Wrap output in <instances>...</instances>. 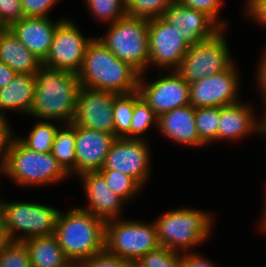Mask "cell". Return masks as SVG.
<instances>
[{
	"label": "cell",
	"instance_id": "d590c367",
	"mask_svg": "<svg viewBox=\"0 0 266 267\" xmlns=\"http://www.w3.org/2000/svg\"><path fill=\"white\" fill-rule=\"evenodd\" d=\"M83 267H135L134 263L114 256L106 250L81 262Z\"/></svg>",
	"mask_w": 266,
	"mask_h": 267
},
{
	"label": "cell",
	"instance_id": "7402d4cb",
	"mask_svg": "<svg viewBox=\"0 0 266 267\" xmlns=\"http://www.w3.org/2000/svg\"><path fill=\"white\" fill-rule=\"evenodd\" d=\"M0 61L23 74H35L42 64L8 28L0 31Z\"/></svg>",
	"mask_w": 266,
	"mask_h": 267
},
{
	"label": "cell",
	"instance_id": "836d02e7",
	"mask_svg": "<svg viewBox=\"0 0 266 267\" xmlns=\"http://www.w3.org/2000/svg\"><path fill=\"white\" fill-rule=\"evenodd\" d=\"M0 267H31L29 253L25 243L11 241L1 250Z\"/></svg>",
	"mask_w": 266,
	"mask_h": 267
},
{
	"label": "cell",
	"instance_id": "9a60e30c",
	"mask_svg": "<svg viewBox=\"0 0 266 267\" xmlns=\"http://www.w3.org/2000/svg\"><path fill=\"white\" fill-rule=\"evenodd\" d=\"M146 86L140 76L138 91L145 102L159 116L178 107L190 105V84L176 70Z\"/></svg>",
	"mask_w": 266,
	"mask_h": 267
},
{
	"label": "cell",
	"instance_id": "c3c4849f",
	"mask_svg": "<svg viewBox=\"0 0 266 267\" xmlns=\"http://www.w3.org/2000/svg\"><path fill=\"white\" fill-rule=\"evenodd\" d=\"M254 0H248V5H250Z\"/></svg>",
	"mask_w": 266,
	"mask_h": 267
},
{
	"label": "cell",
	"instance_id": "74e56055",
	"mask_svg": "<svg viewBox=\"0 0 266 267\" xmlns=\"http://www.w3.org/2000/svg\"><path fill=\"white\" fill-rule=\"evenodd\" d=\"M222 0H176L177 3L204 12L215 22L218 21L216 16Z\"/></svg>",
	"mask_w": 266,
	"mask_h": 267
},
{
	"label": "cell",
	"instance_id": "cb8c5ba5",
	"mask_svg": "<svg viewBox=\"0 0 266 267\" xmlns=\"http://www.w3.org/2000/svg\"><path fill=\"white\" fill-rule=\"evenodd\" d=\"M23 242L29 253L31 267H63L70 262L54 234Z\"/></svg>",
	"mask_w": 266,
	"mask_h": 267
},
{
	"label": "cell",
	"instance_id": "7dc6e473",
	"mask_svg": "<svg viewBox=\"0 0 266 267\" xmlns=\"http://www.w3.org/2000/svg\"><path fill=\"white\" fill-rule=\"evenodd\" d=\"M262 227H263L264 230H266V211H265V214H264V219H263V225H262Z\"/></svg>",
	"mask_w": 266,
	"mask_h": 267
},
{
	"label": "cell",
	"instance_id": "ab89813d",
	"mask_svg": "<svg viewBox=\"0 0 266 267\" xmlns=\"http://www.w3.org/2000/svg\"><path fill=\"white\" fill-rule=\"evenodd\" d=\"M249 16L266 26V0H254L247 7Z\"/></svg>",
	"mask_w": 266,
	"mask_h": 267
},
{
	"label": "cell",
	"instance_id": "2e32d148",
	"mask_svg": "<svg viewBox=\"0 0 266 267\" xmlns=\"http://www.w3.org/2000/svg\"><path fill=\"white\" fill-rule=\"evenodd\" d=\"M162 18L178 30L189 46L213 38L225 27L224 21L215 22L206 13L176 1L166 9Z\"/></svg>",
	"mask_w": 266,
	"mask_h": 267
},
{
	"label": "cell",
	"instance_id": "4316f807",
	"mask_svg": "<svg viewBox=\"0 0 266 267\" xmlns=\"http://www.w3.org/2000/svg\"><path fill=\"white\" fill-rule=\"evenodd\" d=\"M219 123L220 107L195 108V124L204 144L217 139Z\"/></svg>",
	"mask_w": 266,
	"mask_h": 267
},
{
	"label": "cell",
	"instance_id": "e575fe53",
	"mask_svg": "<svg viewBox=\"0 0 266 267\" xmlns=\"http://www.w3.org/2000/svg\"><path fill=\"white\" fill-rule=\"evenodd\" d=\"M24 18L21 0H0V24L4 29Z\"/></svg>",
	"mask_w": 266,
	"mask_h": 267
},
{
	"label": "cell",
	"instance_id": "1f68e13d",
	"mask_svg": "<svg viewBox=\"0 0 266 267\" xmlns=\"http://www.w3.org/2000/svg\"><path fill=\"white\" fill-rule=\"evenodd\" d=\"M86 4L97 18L111 24L127 16L126 0H86Z\"/></svg>",
	"mask_w": 266,
	"mask_h": 267
},
{
	"label": "cell",
	"instance_id": "52a82bcc",
	"mask_svg": "<svg viewBox=\"0 0 266 267\" xmlns=\"http://www.w3.org/2000/svg\"><path fill=\"white\" fill-rule=\"evenodd\" d=\"M115 221L105 223V250L108 253L135 264L143 255L160 247L154 223Z\"/></svg>",
	"mask_w": 266,
	"mask_h": 267
},
{
	"label": "cell",
	"instance_id": "4fadbf2b",
	"mask_svg": "<svg viewBox=\"0 0 266 267\" xmlns=\"http://www.w3.org/2000/svg\"><path fill=\"white\" fill-rule=\"evenodd\" d=\"M140 138L117 137L112 143L101 170H117L135 179L141 186L149 171V153Z\"/></svg>",
	"mask_w": 266,
	"mask_h": 267
},
{
	"label": "cell",
	"instance_id": "60d3db41",
	"mask_svg": "<svg viewBox=\"0 0 266 267\" xmlns=\"http://www.w3.org/2000/svg\"><path fill=\"white\" fill-rule=\"evenodd\" d=\"M181 267H215L211 262L196 254H183L180 261Z\"/></svg>",
	"mask_w": 266,
	"mask_h": 267
},
{
	"label": "cell",
	"instance_id": "7a4b0ae2",
	"mask_svg": "<svg viewBox=\"0 0 266 267\" xmlns=\"http://www.w3.org/2000/svg\"><path fill=\"white\" fill-rule=\"evenodd\" d=\"M80 87L76 73L42 63L35 72L36 89L30 115L41 119H61L67 124L71 123Z\"/></svg>",
	"mask_w": 266,
	"mask_h": 267
},
{
	"label": "cell",
	"instance_id": "f35d334b",
	"mask_svg": "<svg viewBox=\"0 0 266 267\" xmlns=\"http://www.w3.org/2000/svg\"><path fill=\"white\" fill-rule=\"evenodd\" d=\"M8 127L6 119L0 113V158L2 159L0 161V171H2L6 166L9 150L13 141Z\"/></svg>",
	"mask_w": 266,
	"mask_h": 267
},
{
	"label": "cell",
	"instance_id": "ffe728a7",
	"mask_svg": "<svg viewBox=\"0 0 266 267\" xmlns=\"http://www.w3.org/2000/svg\"><path fill=\"white\" fill-rule=\"evenodd\" d=\"M157 125L168 138L185 145L202 146L195 124V108L182 106L158 116Z\"/></svg>",
	"mask_w": 266,
	"mask_h": 267
},
{
	"label": "cell",
	"instance_id": "d4e9b609",
	"mask_svg": "<svg viewBox=\"0 0 266 267\" xmlns=\"http://www.w3.org/2000/svg\"><path fill=\"white\" fill-rule=\"evenodd\" d=\"M64 129L57 130L51 149V154L58 164L67 173L76 174V155H75V124H65Z\"/></svg>",
	"mask_w": 266,
	"mask_h": 267
},
{
	"label": "cell",
	"instance_id": "ba28073f",
	"mask_svg": "<svg viewBox=\"0 0 266 267\" xmlns=\"http://www.w3.org/2000/svg\"><path fill=\"white\" fill-rule=\"evenodd\" d=\"M58 210L38 203L0 202V214L11 241H26L33 237L50 236L55 232ZM24 231V237H14Z\"/></svg>",
	"mask_w": 266,
	"mask_h": 267
},
{
	"label": "cell",
	"instance_id": "7bdbcfd3",
	"mask_svg": "<svg viewBox=\"0 0 266 267\" xmlns=\"http://www.w3.org/2000/svg\"><path fill=\"white\" fill-rule=\"evenodd\" d=\"M261 66H259L260 70L259 71V83H260V86H261V90H263V94H264V98H265V101H266V54H265V57H263V61L261 62L260 64Z\"/></svg>",
	"mask_w": 266,
	"mask_h": 267
},
{
	"label": "cell",
	"instance_id": "8992f818",
	"mask_svg": "<svg viewBox=\"0 0 266 267\" xmlns=\"http://www.w3.org/2000/svg\"><path fill=\"white\" fill-rule=\"evenodd\" d=\"M19 185H39L60 181L68 174L51 152L40 153L13 139L5 168L1 171Z\"/></svg>",
	"mask_w": 266,
	"mask_h": 267
},
{
	"label": "cell",
	"instance_id": "d6986e66",
	"mask_svg": "<svg viewBox=\"0 0 266 267\" xmlns=\"http://www.w3.org/2000/svg\"><path fill=\"white\" fill-rule=\"evenodd\" d=\"M79 176L84 181L86 195L90 203L85 210L105 222L115 220L124 200L110 190L105 178L98 171L85 172Z\"/></svg>",
	"mask_w": 266,
	"mask_h": 267
},
{
	"label": "cell",
	"instance_id": "7c38bea8",
	"mask_svg": "<svg viewBox=\"0 0 266 267\" xmlns=\"http://www.w3.org/2000/svg\"><path fill=\"white\" fill-rule=\"evenodd\" d=\"M117 94L81 86L72 123L114 135L113 104Z\"/></svg>",
	"mask_w": 266,
	"mask_h": 267
},
{
	"label": "cell",
	"instance_id": "f546056e",
	"mask_svg": "<svg viewBox=\"0 0 266 267\" xmlns=\"http://www.w3.org/2000/svg\"><path fill=\"white\" fill-rule=\"evenodd\" d=\"M157 121L158 116L154 113L153 109L140 96L139 91H135L133 116L131 120V138H139L136 135L148 129L153 122L157 124Z\"/></svg>",
	"mask_w": 266,
	"mask_h": 267
},
{
	"label": "cell",
	"instance_id": "83f0119b",
	"mask_svg": "<svg viewBox=\"0 0 266 267\" xmlns=\"http://www.w3.org/2000/svg\"><path fill=\"white\" fill-rule=\"evenodd\" d=\"M57 130L58 127L53 124L41 121L34 126L28 138L18 140L28 149L40 153H49L51 152Z\"/></svg>",
	"mask_w": 266,
	"mask_h": 267
},
{
	"label": "cell",
	"instance_id": "30bf717a",
	"mask_svg": "<svg viewBox=\"0 0 266 267\" xmlns=\"http://www.w3.org/2000/svg\"><path fill=\"white\" fill-rule=\"evenodd\" d=\"M92 40L83 37L70 20H61L55 30L50 51L42 63L77 74Z\"/></svg>",
	"mask_w": 266,
	"mask_h": 267
},
{
	"label": "cell",
	"instance_id": "bcb514c9",
	"mask_svg": "<svg viewBox=\"0 0 266 267\" xmlns=\"http://www.w3.org/2000/svg\"><path fill=\"white\" fill-rule=\"evenodd\" d=\"M260 133L266 135V122L263 120Z\"/></svg>",
	"mask_w": 266,
	"mask_h": 267
},
{
	"label": "cell",
	"instance_id": "9c48e42d",
	"mask_svg": "<svg viewBox=\"0 0 266 267\" xmlns=\"http://www.w3.org/2000/svg\"><path fill=\"white\" fill-rule=\"evenodd\" d=\"M222 31L209 40L189 46L176 69L187 83L225 71L233 64Z\"/></svg>",
	"mask_w": 266,
	"mask_h": 267
},
{
	"label": "cell",
	"instance_id": "44dd1931",
	"mask_svg": "<svg viewBox=\"0 0 266 267\" xmlns=\"http://www.w3.org/2000/svg\"><path fill=\"white\" fill-rule=\"evenodd\" d=\"M252 110L243 104L234 103L220 107V123L217 139H238L252 130L261 131V123L255 122Z\"/></svg>",
	"mask_w": 266,
	"mask_h": 267
},
{
	"label": "cell",
	"instance_id": "5bb4252c",
	"mask_svg": "<svg viewBox=\"0 0 266 267\" xmlns=\"http://www.w3.org/2000/svg\"><path fill=\"white\" fill-rule=\"evenodd\" d=\"M232 64L225 71L190 83V105L194 108L223 107L237 103L238 77Z\"/></svg>",
	"mask_w": 266,
	"mask_h": 267
},
{
	"label": "cell",
	"instance_id": "8d00e7d4",
	"mask_svg": "<svg viewBox=\"0 0 266 267\" xmlns=\"http://www.w3.org/2000/svg\"><path fill=\"white\" fill-rule=\"evenodd\" d=\"M58 0H21L24 17H48L47 12Z\"/></svg>",
	"mask_w": 266,
	"mask_h": 267
},
{
	"label": "cell",
	"instance_id": "4dcf8cb0",
	"mask_svg": "<svg viewBox=\"0 0 266 267\" xmlns=\"http://www.w3.org/2000/svg\"><path fill=\"white\" fill-rule=\"evenodd\" d=\"M98 172L105 178L110 190L123 200L130 199L141 187L135 179L117 170H100Z\"/></svg>",
	"mask_w": 266,
	"mask_h": 267
},
{
	"label": "cell",
	"instance_id": "6da1fadb",
	"mask_svg": "<svg viewBox=\"0 0 266 267\" xmlns=\"http://www.w3.org/2000/svg\"><path fill=\"white\" fill-rule=\"evenodd\" d=\"M77 76L85 88L128 94L138 90L141 73L117 58L99 39H93Z\"/></svg>",
	"mask_w": 266,
	"mask_h": 267
},
{
	"label": "cell",
	"instance_id": "e0dca14e",
	"mask_svg": "<svg viewBox=\"0 0 266 267\" xmlns=\"http://www.w3.org/2000/svg\"><path fill=\"white\" fill-rule=\"evenodd\" d=\"M117 137L75 125L76 174L100 171Z\"/></svg>",
	"mask_w": 266,
	"mask_h": 267
},
{
	"label": "cell",
	"instance_id": "681fc988",
	"mask_svg": "<svg viewBox=\"0 0 266 267\" xmlns=\"http://www.w3.org/2000/svg\"><path fill=\"white\" fill-rule=\"evenodd\" d=\"M4 28L1 26V24H0V31H2Z\"/></svg>",
	"mask_w": 266,
	"mask_h": 267
},
{
	"label": "cell",
	"instance_id": "b9f144b4",
	"mask_svg": "<svg viewBox=\"0 0 266 267\" xmlns=\"http://www.w3.org/2000/svg\"><path fill=\"white\" fill-rule=\"evenodd\" d=\"M16 74L8 65L0 61V89L7 86Z\"/></svg>",
	"mask_w": 266,
	"mask_h": 267
},
{
	"label": "cell",
	"instance_id": "8fae6325",
	"mask_svg": "<svg viewBox=\"0 0 266 267\" xmlns=\"http://www.w3.org/2000/svg\"><path fill=\"white\" fill-rule=\"evenodd\" d=\"M149 64L176 70L188 51L189 44L162 17L149 19Z\"/></svg>",
	"mask_w": 266,
	"mask_h": 267
},
{
	"label": "cell",
	"instance_id": "3957f363",
	"mask_svg": "<svg viewBox=\"0 0 266 267\" xmlns=\"http://www.w3.org/2000/svg\"><path fill=\"white\" fill-rule=\"evenodd\" d=\"M105 223L85 208L59 211L54 235L70 261L82 262L105 250Z\"/></svg>",
	"mask_w": 266,
	"mask_h": 267
},
{
	"label": "cell",
	"instance_id": "f6af8a7d",
	"mask_svg": "<svg viewBox=\"0 0 266 267\" xmlns=\"http://www.w3.org/2000/svg\"><path fill=\"white\" fill-rule=\"evenodd\" d=\"M63 267H83L81 262L78 261H70Z\"/></svg>",
	"mask_w": 266,
	"mask_h": 267
},
{
	"label": "cell",
	"instance_id": "d6a6232c",
	"mask_svg": "<svg viewBox=\"0 0 266 267\" xmlns=\"http://www.w3.org/2000/svg\"><path fill=\"white\" fill-rule=\"evenodd\" d=\"M181 255L160 246L135 262V267H181Z\"/></svg>",
	"mask_w": 266,
	"mask_h": 267
},
{
	"label": "cell",
	"instance_id": "277c9868",
	"mask_svg": "<svg viewBox=\"0 0 266 267\" xmlns=\"http://www.w3.org/2000/svg\"><path fill=\"white\" fill-rule=\"evenodd\" d=\"M154 224L159 245L178 252V248L186 250L207 239L211 217L200 210L185 208L163 214Z\"/></svg>",
	"mask_w": 266,
	"mask_h": 267
},
{
	"label": "cell",
	"instance_id": "484cf974",
	"mask_svg": "<svg viewBox=\"0 0 266 267\" xmlns=\"http://www.w3.org/2000/svg\"><path fill=\"white\" fill-rule=\"evenodd\" d=\"M134 108V92L117 94L113 104L114 135L131 138V120Z\"/></svg>",
	"mask_w": 266,
	"mask_h": 267
},
{
	"label": "cell",
	"instance_id": "f1b7e54d",
	"mask_svg": "<svg viewBox=\"0 0 266 267\" xmlns=\"http://www.w3.org/2000/svg\"><path fill=\"white\" fill-rule=\"evenodd\" d=\"M176 0H126L128 17L153 19L162 17Z\"/></svg>",
	"mask_w": 266,
	"mask_h": 267
},
{
	"label": "cell",
	"instance_id": "ac0fdd59",
	"mask_svg": "<svg viewBox=\"0 0 266 267\" xmlns=\"http://www.w3.org/2000/svg\"><path fill=\"white\" fill-rule=\"evenodd\" d=\"M48 17H24L8 29L42 62L47 57L57 26Z\"/></svg>",
	"mask_w": 266,
	"mask_h": 267
},
{
	"label": "cell",
	"instance_id": "ee69618b",
	"mask_svg": "<svg viewBox=\"0 0 266 267\" xmlns=\"http://www.w3.org/2000/svg\"><path fill=\"white\" fill-rule=\"evenodd\" d=\"M10 242L11 240L7 235L6 227L0 214V251L3 250Z\"/></svg>",
	"mask_w": 266,
	"mask_h": 267
},
{
	"label": "cell",
	"instance_id": "603a6c76",
	"mask_svg": "<svg viewBox=\"0 0 266 267\" xmlns=\"http://www.w3.org/2000/svg\"><path fill=\"white\" fill-rule=\"evenodd\" d=\"M35 74L17 73L12 81L0 89V112L16 109L30 114L35 95Z\"/></svg>",
	"mask_w": 266,
	"mask_h": 267
},
{
	"label": "cell",
	"instance_id": "5b68a950",
	"mask_svg": "<svg viewBox=\"0 0 266 267\" xmlns=\"http://www.w3.org/2000/svg\"><path fill=\"white\" fill-rule=\"evenodd\" d=\"M148 24L149 19L125 16L110 24L107 35L98 39L142 74L149 64Z\"/></svg>",
	"mask_w": 266,
	"mask_h": 267
}]
</instances>
